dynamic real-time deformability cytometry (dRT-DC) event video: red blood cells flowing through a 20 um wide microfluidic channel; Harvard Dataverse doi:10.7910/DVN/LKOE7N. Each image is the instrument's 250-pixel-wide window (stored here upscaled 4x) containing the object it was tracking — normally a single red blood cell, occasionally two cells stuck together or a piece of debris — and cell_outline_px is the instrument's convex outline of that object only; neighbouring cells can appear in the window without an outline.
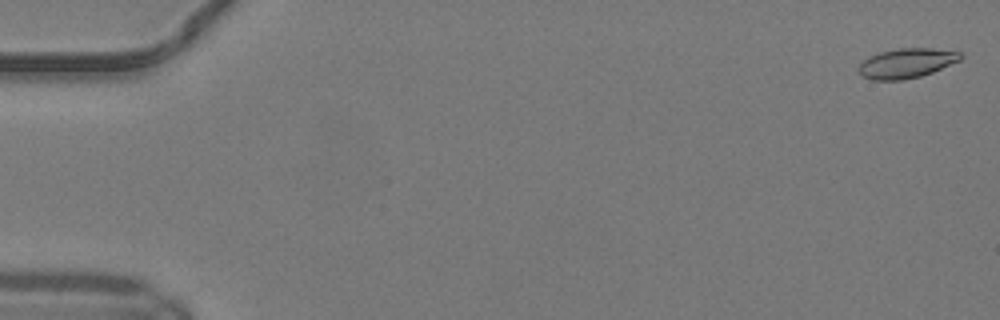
{"species": "common noctule bat (a hibernating species)", "species_latin": "Nyctalus noctula", "temperature_condition": "warm", "stored_images_in_passage": 48, "camera_frame_rate_fps": 3000, "um_per_image_px": 0.085, "animal": {"sex": "male", "body_mass_g": 19.2, "forearm_length_mm": 51.8}, "frame": {"image": 1, "passage_image": 1, "time_ms": 0.0, "image_size_px": [1000, 320], "cell_outline_px": [[964, 56], [960, 60], [932, 72], [920, 76], [904, 80], [872, 80], [864, 76], [856, 68], [868, 56], [880, 52], [900, 48], [932, 48], [960, 52]], "centroid_in_image_um": [77.05, 5.37], "position_along_channel_um": 8.0, "area_um2": 17.57}}
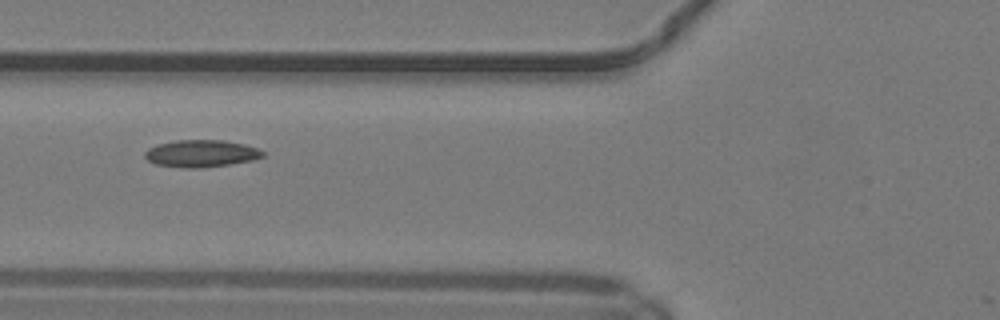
{"frame": {"image": 2, "passage_image": 20, "time_ms": 6.333, "image_size_px": [1000, 320], "cell_outline_px": [[264, 156], [252, 160], [228, 164], [200, 168], [188, 168], [156, 164], [148, 160], [144, 156], [144, 152], [148, 148], [156, 144], [176, 140], [224, 140], [244, 144], [256, 148], [264, 152]], "centroid_in_image_um": [17.07, 13.04], "position_along_channel_um": 108.7, "area_um2": 18.55}}
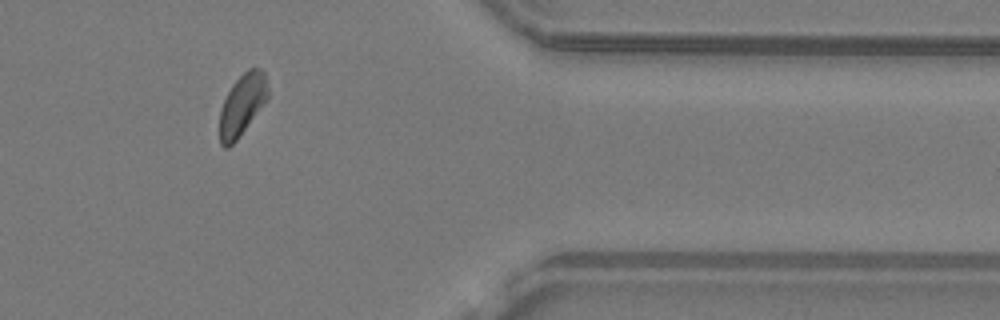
{"frame": {"image": 3, "passage_image": 42, "time_ms": 13.667, "image_size_px": [1000, 320], "cell_outline_px": [[268, 100], [236, 140], [228, 148], [224, 148], [220, 144], [220, 108], [232, 84], [248, 68], [260, 68], [264, 72], [268, 88]], "centroid_in_image_um": [20.59, 8.9], "position_along_channel_um": 390.8, "area_um2": 17.22}, "authors_computed_cell_mechanics": {"area_um2": 17.8602, "velocity_mm_per_s": 4.1294, "shape_relaxation_time_tau1_ms": null, "shape_relaxation_time_tau2_ms": 5.5766, "deformation_change_tau1": null, "deformation_change_tau2": 0.0994}}